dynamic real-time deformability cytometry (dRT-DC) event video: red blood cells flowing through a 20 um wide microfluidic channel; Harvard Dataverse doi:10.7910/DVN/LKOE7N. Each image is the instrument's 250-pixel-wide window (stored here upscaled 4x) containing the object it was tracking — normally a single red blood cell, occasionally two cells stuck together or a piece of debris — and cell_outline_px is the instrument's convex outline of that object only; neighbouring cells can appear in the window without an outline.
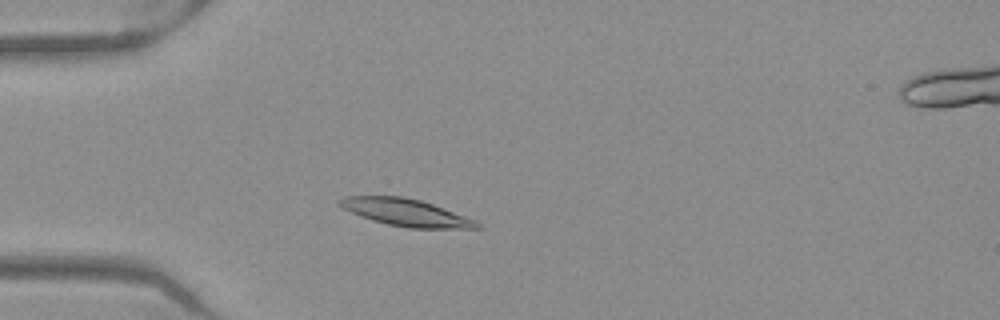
{"species": "Egyptian fruit bat (a non-hibernating species)", "species_latin": "Rousettus aegyptiacus", "temperature_condition": "warm", "stored_images_in_passage": 47, "camera_frame_rate_fps": 3000, "um_per_image_px": 0.085, "frame": {"image": 1, "passage_image": 10, "time_ms": 3.0, "image_size_px": [1000, 320], "cell_outline_px": [[484, 228], [408, 228], [388, 224], [372, 220], [360, 216], [336, 204], [336, 200], [344, 196], [404, 196], [420, 200], [432, 204], [476, 220]], "centroid_in_image_um": [34.48, 18.05], "position_along_channel_um": 50.5, "area_um2": 21.68}}
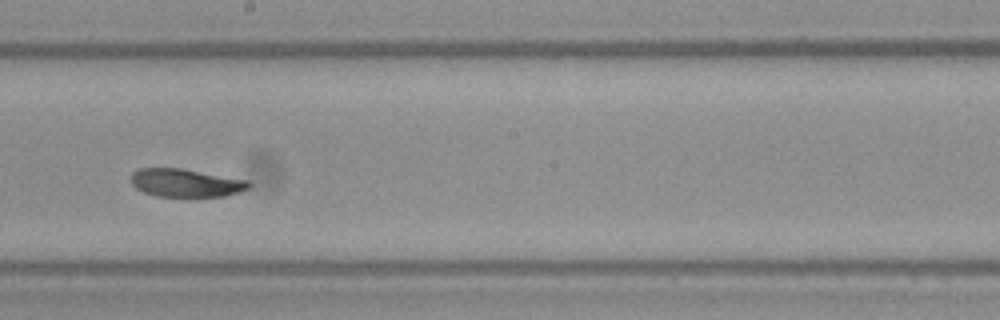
{"frame": {"image": 2, "passage_image": 25, "time_ms": 8.0, "image_size_px": [1000, 320], "cell_outline_px": [[252, 184], [248, 188], [224, 196], [156, 196], [144, 192], [136, 188], [132, 184], [132, 172], [140, 168], [180, 168], [248, 180]], "centroid_in_image_um": [15.77, 15.54], "position_along_channel_um": 232.4, "area_um2": 19.02}}
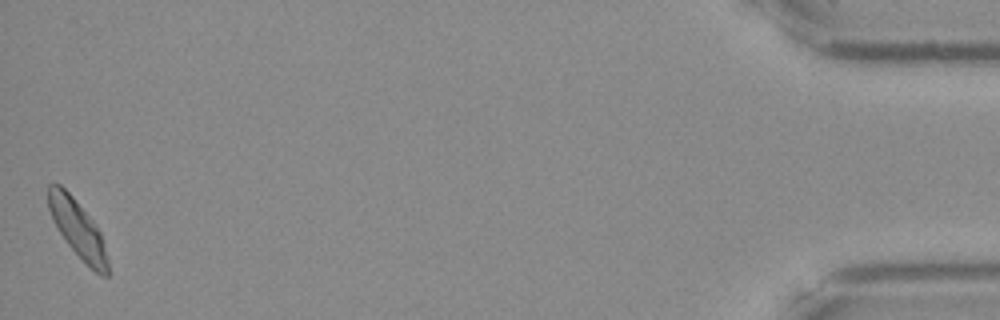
{"frame": {"image": 3, "passage_image": 47, "time_ms": 15.333, "image_size_px": [1000, 320], "cell_outline_px": [[108, 276], [100, 276], [68, 244], [52, 220], [48, 208], [48, 184], [60, 184], [72, 196], [92, 220], [100, 232], [108, 260]], "centroid_in_image_um": [6.59, 19.43], "position_along_channel_um": 428.6, "area_um2": 19.31}, "authors_computed_cell_mechanics": {"area_um2": 20.3456, "velocity_mm_per_s": 3.9168, "shape_relaxation_time_tau1_ms": null, "shape_relaxation_time_tau2_ms": 4.5941, "deformation_change_tau1": null, "deformation_change_tau2": 0.0733}}